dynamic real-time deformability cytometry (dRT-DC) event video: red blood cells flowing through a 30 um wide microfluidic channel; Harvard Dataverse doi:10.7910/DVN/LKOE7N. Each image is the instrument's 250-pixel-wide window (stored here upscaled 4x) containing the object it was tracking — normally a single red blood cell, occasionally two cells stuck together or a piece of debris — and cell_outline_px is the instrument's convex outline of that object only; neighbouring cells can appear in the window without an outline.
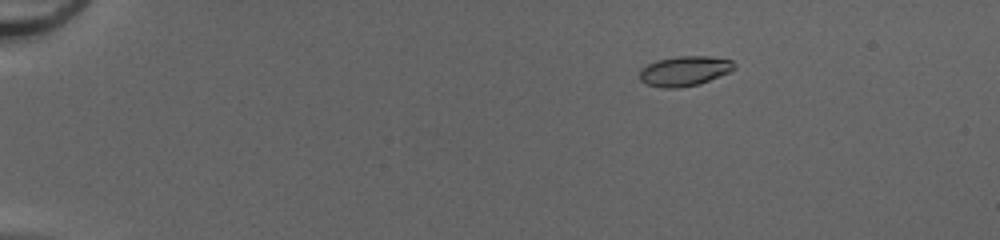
{"species": "common noctule bat (a hibernating species)", "species_latin": "Nyctalus noctula", "temperature_condition": "cold", "stored_images_in_passage": 43, "camera_frame_rate_fps": 3000, "um_per_image_px": 0.085, "animal": {"sex": "female", "body_mass_g": 20.0, "forearm_length_mm": 54.0}, "frame": {"image": 1, "passage_image": 1, "time_ms": 0.0, "image_size_px": [1000, 240], "cell_outline_px": [[736, 68], [728, 72], [700, 84], [676, 88], [664, 88], [648, 84], [640, 80], [640, 68], [656, 60], [676, 56], [708, 56], [732, 60], [736, 64]], "centroid_in_image_um": [58.19, 6.02], "position_along_channel_um": 26.8, "area_um2": 16.47}}
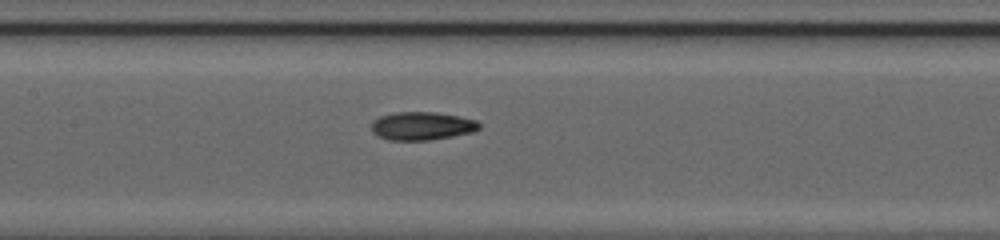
{"frame": {"image": 2, "passage_image": 19, "time_ms": 6.0, "image_size_px": [1000, 240], "cell_outline_px": [[480, 128], [476, 132], [428, 140], [388, 140], [376, 136], [372, 132], [372, 120], [380, 116], [396, 112], [436, 112], [476, 120], [480, 124]], "centroid_in_image_um": [35.85, 10.71], "position_along_channel_um": 171.6, "area_um2": 17.8}}
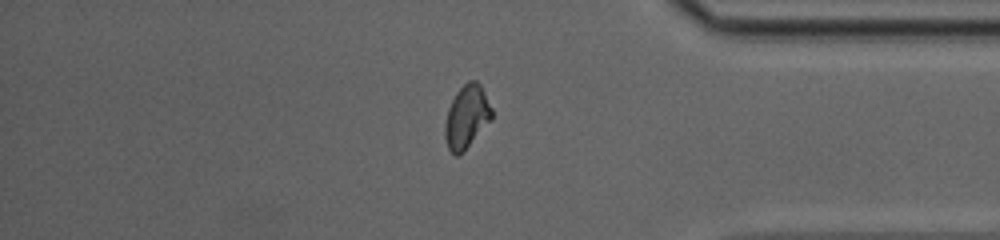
{"frame": {"image": 3, "passage_image": 36, "time_ms": 11.667, "image_size_px": [1000, 240], "cell_outline_px": [[492, 120], [464, 152], [456, 156], [448, 148], [444, 136], [444, 124], [448, 108], [456, 92], [468, 80], [476, 80], [480, 84], [492, 108]], "centroid_in_image_um": [39.67, 9.94], "position_along_channel_um": 395.5, "area_um2": 17.4}, "authors_computed_cell_mechanics": {"area_um2": 16.473, "velocity_mm_per_s": 4.2166, "shape_relaxation_time_tau1_ms": 6.8032, "shape_relaxation_time_tau2_ms": 1.7402, "deformation_change_tau1": 0.1961, "deformation_change_tau2": 0.0711}}